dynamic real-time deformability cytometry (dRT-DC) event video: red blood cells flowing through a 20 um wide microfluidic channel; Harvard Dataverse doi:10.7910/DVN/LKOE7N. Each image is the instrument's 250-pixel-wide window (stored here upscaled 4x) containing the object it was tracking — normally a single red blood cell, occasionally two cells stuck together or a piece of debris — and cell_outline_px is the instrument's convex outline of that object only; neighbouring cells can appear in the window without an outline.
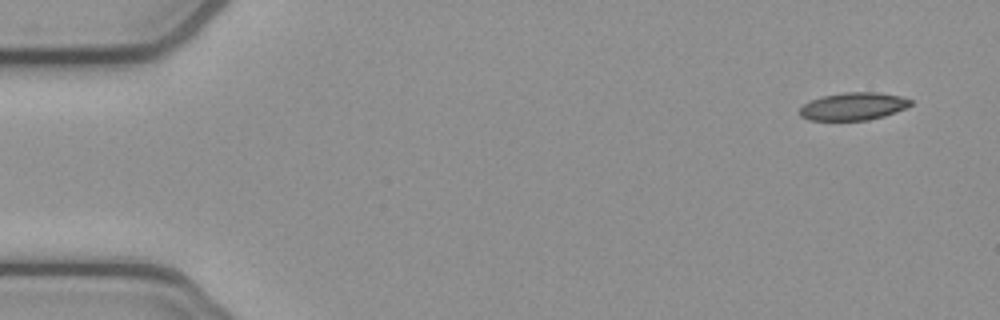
{"species": "common noctule bat (a hibernating species)", "species_latin": "Nyctalus noctula", "temperature_condition": "cold", "stored_images_in_passage": 4, "segment_of_instrument_passage": [2, 2], "camera_frame_rate_fps": 3000, "um_per_image_px": 0.085, "animal": {"sex": "female", "body_mass_g": 21.9}, "frame": {"image": 1, "passage_image": 4, "time_ms": 1.0, "image_size_px": [1000, 320], "cell_outline_px": [[912, 104], [904, 108], [884, 116], [868, 120], [808, 120], [800, 116], [800, 108], [804, 104], [820, 96], [844, 92], [876, 92], [900, 96], [912, 100]], "centroid_in_image_um": [72.51, 9.03], "position_along_channel_um": 12.5, "area_um2": 17.8}}